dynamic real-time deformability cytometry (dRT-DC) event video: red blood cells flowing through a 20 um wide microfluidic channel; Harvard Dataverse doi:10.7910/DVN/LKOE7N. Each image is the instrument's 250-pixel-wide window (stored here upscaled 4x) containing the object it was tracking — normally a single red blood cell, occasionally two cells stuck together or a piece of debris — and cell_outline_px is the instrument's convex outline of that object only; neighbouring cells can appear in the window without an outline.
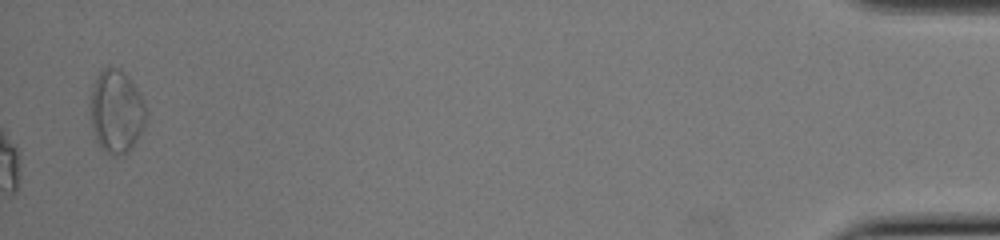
{"species": "common noctule bat (a hibernating species)", "species_latin": "Nyctalus noctula", "temperature_condition": "cold", "stored_images_in_passage": 51, "camera_frame_rate_fps": 3000, "um_per_image_px": 0.085, "animal": {"sex": "female", "body_mass_g": 22.0, "forearm_length_mm": 56.7}, "frame": {"image": 1, "passage_image": 51, "time_ms": 16.667, "image_size_px": [1000, 240], "cell_outline_px": [[148, 112], [144, 124], [132, 148], [128, 152], [120, 156], [108, 156], [100, 148], [96, 140], [92, 128], [88, 112], [92, 84], [96, 76], [108, 64], [120, 68], [128, 76], [140, 92]], "centroid_in_image_um": [9.86, 9.46], "position_along_channel_um": 425.3, "area_um2": 27.98}, "authors_computed_cell_mechanics": {"area_um2": 17.9758, "velocity_mm_per_s": 3.9068, "shape_relaxation_time_tau1_ms": null, "shape_relaxation_time_tau2_ms": 1.1209, "deformation_change_tau1": null, "deformation_change_tau2": 0.0681}}